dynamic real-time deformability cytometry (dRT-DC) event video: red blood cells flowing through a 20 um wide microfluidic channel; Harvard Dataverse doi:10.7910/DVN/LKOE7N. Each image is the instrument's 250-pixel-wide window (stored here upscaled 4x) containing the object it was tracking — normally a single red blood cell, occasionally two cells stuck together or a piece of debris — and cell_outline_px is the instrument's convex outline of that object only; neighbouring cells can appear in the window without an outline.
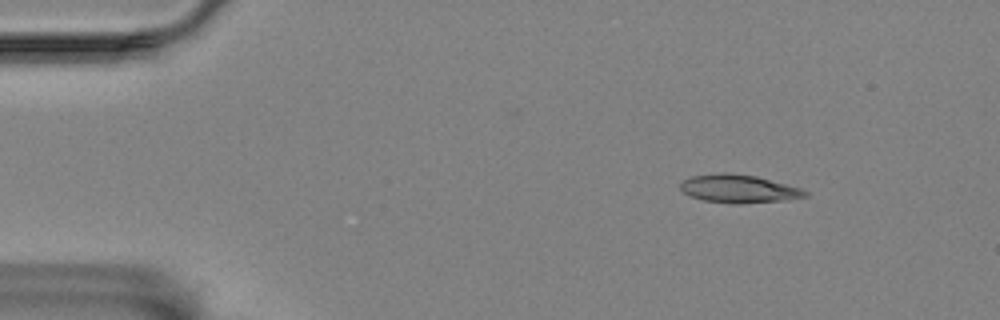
{"species": "Egyptian fruit bat (a non-hibernating species)", "species_latin": "Rousettus aegyptiacus", "temperature_condition": "room temperature", "stored_images_in_passage": 50, "camera_frame_rate_fps": 3000, "um_per_image_px": 0.085, "animal": {"sex": "female"}, "frame": {"image": 1, "passage_image": 1, "time_ms": 0.0, "image_size_px": [1000, 320], "cell_outline_px": [[808, 196], [788, 200], [740, 204], [732, 204], [704, 200], [692, 196], [684, 192], [680, 188], [680, 184], [684, 180], [692, 176], [720, 172], [728, 172], [756, 176], [800, 188], [808, 192]], "centroid_in_image_um": [62.81, 16.05], "position_along_channel_um": 22.2, "area_um2": 20.46}}
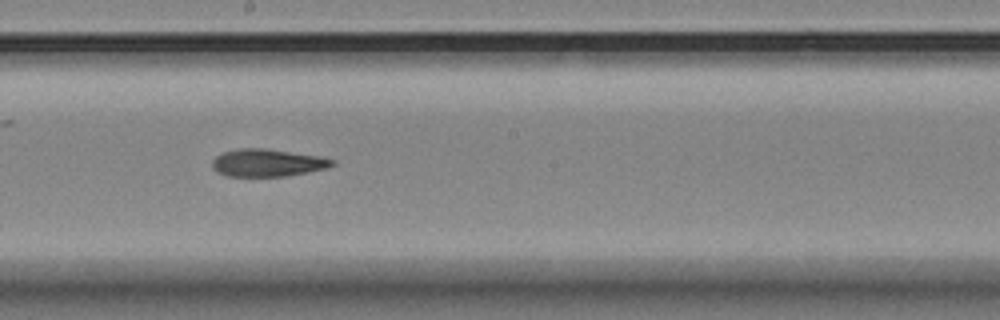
{"frame": {"image": 2, "passage_image": 25, "time_ms": 8.0, "image_size_px": [1000, 320], "cell_outline_px": [[336, 164], [328, 168], [284, 176], [228, 176], [212, 168], [212, 160], [216, 156], [224, 152], [240, 148], [264, 148], [320, 156], [336, 160]], "centroid_in_image_um": [22.76, 13.83], "position_along_channel_um": 225.4, "area_um2": 19.13}}
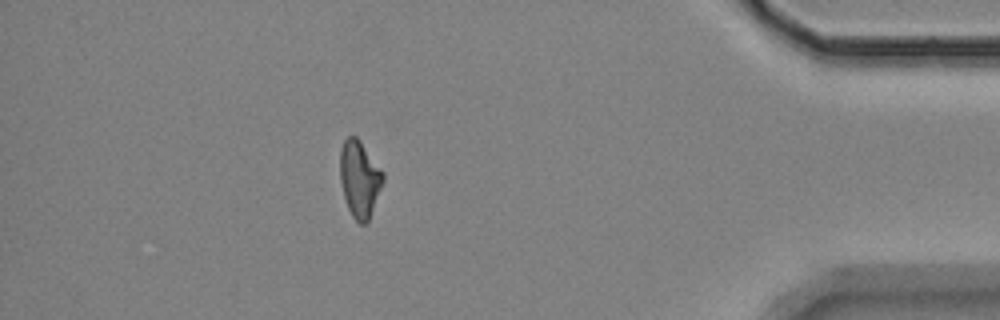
{"frame": {"image": 3, "passage_image": 44, "time_ms": 14.333, "image_size_px": [1000, 320], "cell_outline_px": [[384, 180], [368, 220], [364, 224], [360, 224], [352, 216], [348, 208], [344, 196], [340, 180], [340, 152], [344, 140], [348, 136], [356, 136], [360, 140], [384, 172]], "centroid_in_image_um": [30.56, 15.18], "position_along_channel_um": 404.6, "area_um2": 19.02}, "authors_computed_cell_mechanics": {"area_um2": 19.6809, "velocity_mm_per_s": 3.4999, "shape_relaxation_time_tau1_ms": 7.2791, "shape_relaxation_time_tau2_ms": 11.1884, "deformation_change_tau1": 0.1637, "deformation_change_tau2": 0.2345}}